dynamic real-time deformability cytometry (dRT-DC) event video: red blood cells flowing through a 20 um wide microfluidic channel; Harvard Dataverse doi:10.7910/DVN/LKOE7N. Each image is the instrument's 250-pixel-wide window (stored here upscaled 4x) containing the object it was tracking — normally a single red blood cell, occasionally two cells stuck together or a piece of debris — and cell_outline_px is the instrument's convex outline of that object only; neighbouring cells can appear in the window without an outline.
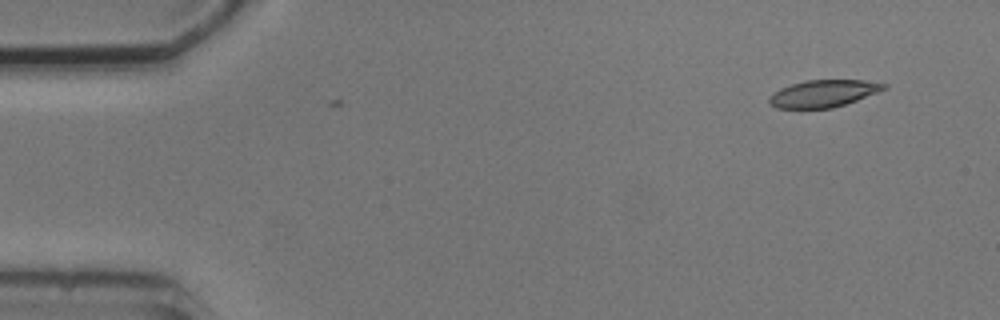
{"species": "common noctule bat (a hibernating species)", "species_latin": "Nyctalus noctula", "temperature_condition": "cold", "stored_images_in_passage": 3, "camera_frame_rate_fps": 3000, "um_per_image_px": 0.085, "animal": {"sex": "male", "body_mass_g": 20.5, "forearm_length_mm": 52.5}, "frame": {"image": 1, "passage_image": 3, "time_ms": 2.333, "image_size_px": [1000, 320], "cell_outline_px": [[888, 88], [856, 100], [832, 108], [776, 108], [768, 104], [768, 96], [780, 88], [804, 80], [864, 80], [888, 84]], "centroid_in_image_um": [69.96, 7.94], "position_along_channel_um": 15.0, "area_um2": 18.15}}